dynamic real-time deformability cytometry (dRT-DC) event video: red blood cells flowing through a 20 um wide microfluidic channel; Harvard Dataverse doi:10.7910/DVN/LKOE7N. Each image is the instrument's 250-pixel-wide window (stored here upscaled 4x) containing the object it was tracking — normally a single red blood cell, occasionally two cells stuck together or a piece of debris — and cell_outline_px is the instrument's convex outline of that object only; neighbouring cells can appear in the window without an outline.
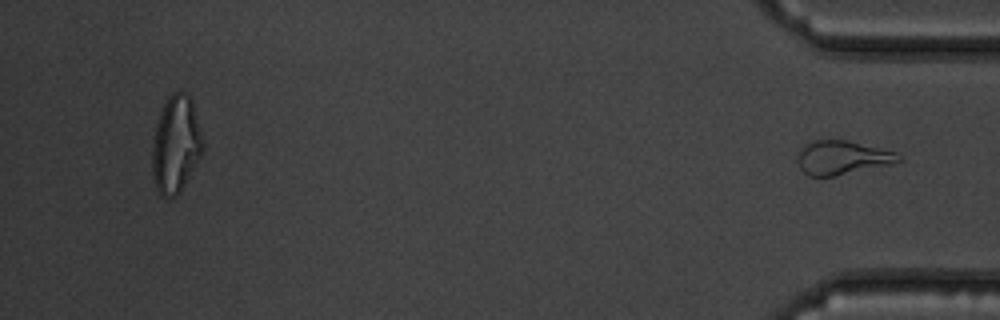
{"species": "common noctule bat (a hibernating species)", "species_latin": "Nyctalus noctula", "temperature_condition": "warm", "stored_images_in_passage": 50, "segment_of_instrument_passage": [2, 2], "camera_frame_rate_fps": 3000, "um_per_image_px": 0.085, "animal": {"sex": "male", "body_mass_g": 19.5, "forearm_length_mm": 54.6}, "frame": {"image": 1, "passage_image": 50, "time_ms": 16.333, "image_size_px": [1000, 320], "cell_outline_px": [[904, 160], [888, 164], [832, 176], [808, 176], [800, 168], [800, 148], [808, 140], [848, 140], [896, 152]], "centroid_in_image_um": [71.58, 13.37], "position_along_channel_um": 363.6, "area_um2": 19.54}}